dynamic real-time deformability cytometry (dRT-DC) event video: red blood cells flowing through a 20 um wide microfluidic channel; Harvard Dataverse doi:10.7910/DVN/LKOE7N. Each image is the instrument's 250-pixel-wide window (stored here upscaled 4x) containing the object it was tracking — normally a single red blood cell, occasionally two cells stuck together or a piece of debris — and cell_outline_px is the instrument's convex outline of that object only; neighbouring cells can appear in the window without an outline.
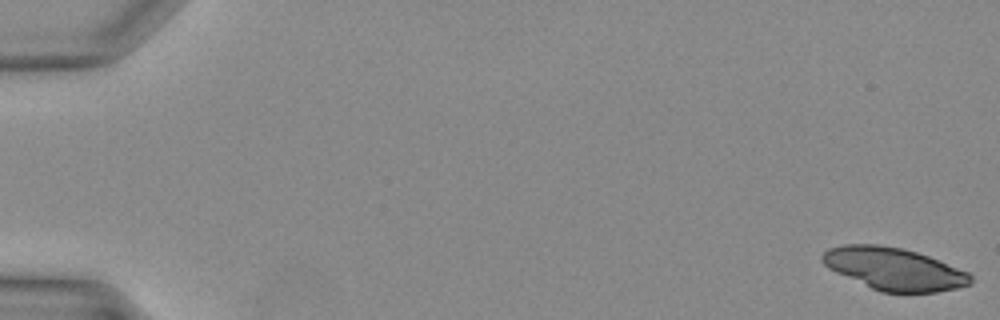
{"species": "Egyptian fruit bat (a non-hibernating species)", "species_latin": "Rousettus aegyptiacus", "temperature_condition": "warm", "stored_images_in_passage": 40, "camera_frame_rate_fps": 3000, "um_per_image_px": 0.085, "animal": {"sex": "female"}, "frame": {"image": 1, "passage_image": 1, "time_ms": 0.0, "image_size_px": [1000, 320], "cell_outline_px": [[972, 284], [956, 288], [936, 292], [880, 292], [836, 272], [828, 268], [820, 260], [820, 256], [828, 248], [844, 244], [876, 244], [900, 248], [916, 252], [928, 256], [968, 272], [972, 276]], "centroid_in_image_um": [75.97, 22.85], "position_along_channel_um": 9.0, "area_um2": 36.41}}